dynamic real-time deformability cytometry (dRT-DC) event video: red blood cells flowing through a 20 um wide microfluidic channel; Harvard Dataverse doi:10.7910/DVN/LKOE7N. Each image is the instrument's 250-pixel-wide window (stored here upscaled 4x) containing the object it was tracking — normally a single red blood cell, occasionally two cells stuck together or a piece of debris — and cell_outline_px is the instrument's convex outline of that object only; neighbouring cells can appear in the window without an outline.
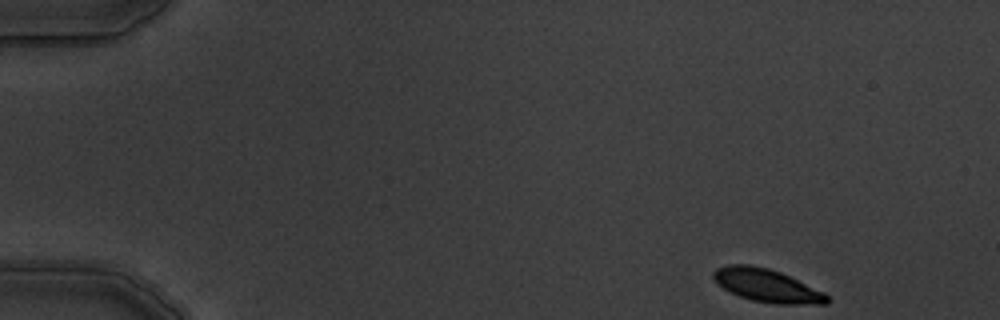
{"species": "common noctule bat (a hibernating species)", "species_latin": "Nyctalus noctula", "temperature_condition": "warm", "stored_images_in_passage": 4, "camera_frame_rate_fps": 3000, "um_per_image_px": 0.085, "animal": {"sex": "male", "body_mass_g": 19.5, "forearm_length_mm": 54.6}, "frame": {"image": 1, "passage_image": 1, "time_ms": 0.0, "image_size_px": [1000, 320], "cell_outline_px": [[828, 304], [776, 304], [752, 300], [740, 296], [716, 284], [712, 276], [712, 272], [716, 268], [728, 264], [748, 264], [768, 268], [780, 272], [824, 292], [828, 296]], "centroid_in_image_um": [65.16, 24.26], "position_along_channel_um": 19.8, "area_um2": 21.79}}